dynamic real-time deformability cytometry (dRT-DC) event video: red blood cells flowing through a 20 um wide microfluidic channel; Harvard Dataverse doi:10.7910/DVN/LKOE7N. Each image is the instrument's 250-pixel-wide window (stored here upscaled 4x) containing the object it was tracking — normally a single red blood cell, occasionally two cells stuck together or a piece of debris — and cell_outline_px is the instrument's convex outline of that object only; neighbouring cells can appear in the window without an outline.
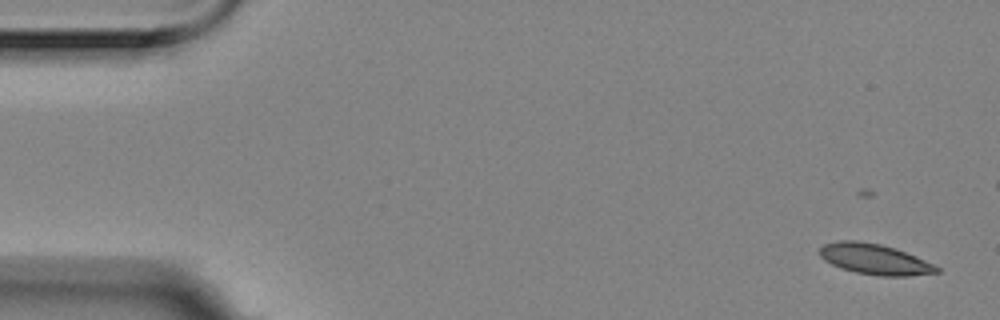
{"species": "Egyptian fruit bat (a non-hibernating species)", "species_latin": "Rousettus aegyptiacus", "temperature_condition": "room temperature", "stored_images_in_passage": 6, "camera_frame_rate_fps": 3000, "um_per_image_px": 0.085, "animal": {"sex": "female"}, "frame": {"image": 1, "passage_image": 1, "time_ms": 0.0, "image_size_px": [1000, 320], "cell_outline_px": [[940, 272], [908, 276], [880, 276], [856, 272], [840, 268], [824, 260], [820, 256], [820, 248], [824, 244], [840, 240], [856, 240], [880, 244], [896, 248], [916, 256], [940, 268]], "centroid_in_image_um": [74.34, 22.03], "position_along_channel_um": 10.7, "area_um2": 20.81}}